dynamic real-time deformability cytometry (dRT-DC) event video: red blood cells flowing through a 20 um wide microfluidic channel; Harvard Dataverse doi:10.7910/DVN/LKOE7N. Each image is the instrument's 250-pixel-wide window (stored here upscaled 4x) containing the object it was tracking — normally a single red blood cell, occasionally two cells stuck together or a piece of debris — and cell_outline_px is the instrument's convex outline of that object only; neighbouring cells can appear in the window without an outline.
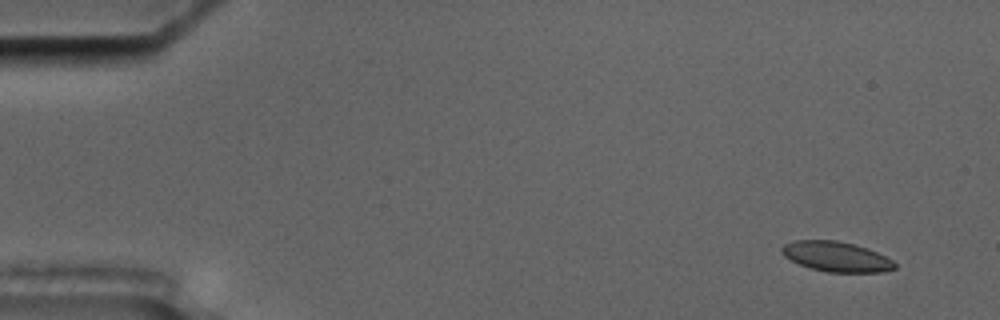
{"species": "common noctule bat (a hibernating species)", "species_latin": "Nyctalus noctula", "temperature_condition": "cold", "stored_images_in_passage": 7, "camera_frame_rate_fps": 3000, "um_per_image_px": 0.085, "animal": {"sex": "male", "body_mass_g": 17.5, "forearm_length_mm": 52.3}, "frame": {"image": 1, "passage_image": 1, "time_ms": 0.0, "image_size_px": [1000, 320], "cell_outline_px": [[896, 268], [884, 272], [828, 272], [812, 268], [800, 264], [784, 256], [780, 252], [780, 248], [784, 244], [792, 240], [836, 240], [868, 248], [892, 260], [896, 264]], "centroid_in_image_um": [71.07, 21.8], "position_along_channel_um": 13.9, "area_um2": 19.71}}
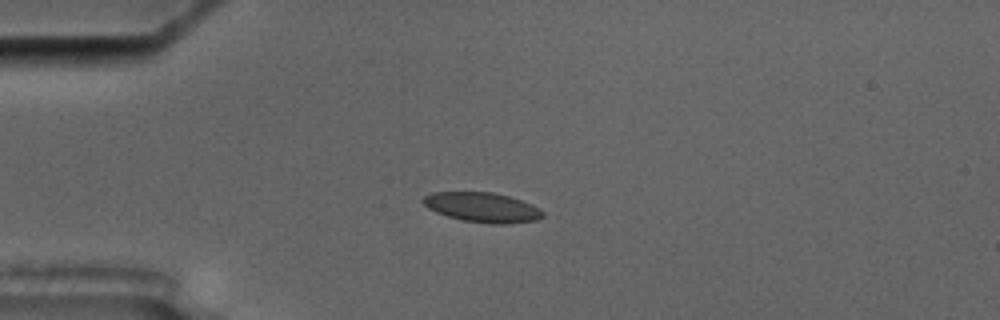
{"frame": {"image": 2, "passage_image": 4, "time_ms": 3.667, "image_size_px": [1000, 320], "cell_outline_px": [[544, 216], [536, 220], [504, 224], [488, 224], [460, 220], [436, 212], [428, 208], [420, 200], [424, 196], [432, 192], [492, 192], [508, 196], [532, 204], [540, 208], [544, 212]], "centroid_in_image_um": [40.99, 17.63], "position_along_channel_um": 44.0, "area_um2": 20.87}}